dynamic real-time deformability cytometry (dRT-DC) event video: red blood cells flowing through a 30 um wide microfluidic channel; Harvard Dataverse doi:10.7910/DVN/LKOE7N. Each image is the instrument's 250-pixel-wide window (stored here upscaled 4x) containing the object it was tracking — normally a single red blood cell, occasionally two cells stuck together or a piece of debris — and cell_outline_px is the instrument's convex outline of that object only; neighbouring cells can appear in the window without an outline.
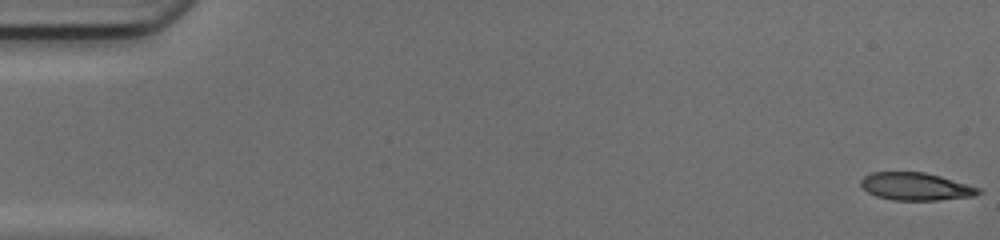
{"species": "common noctule bat (a hibernating species)", "species_latin": "Nyctalus noctula", "temperature_condition": "cold", "stored_images_in_passage": 44, "camera_frame_rate_fps": 3000, "um_per_image_px": 0.085, "animal": {"sex": "female", "body_mass_g": 17.0, "forearm_length_mm": 48.0}, "frame": {"image": 1, "passage_image": 1, "time_ms": 0.0, "image_size_px": [1000, 240], "cell_outline_px": [[984, 192], [976, 196], [940, 200], [892, 200], [876, 196], [868, 192], [860, 184], [860, 180], [864, 176], [872, 172], [924, 172], [940, 176], [984, 188]], "centroid_in_image_um": [77.92, 15.86], "position_along_channel_um": 7.1, "area_um2": 19.25}}
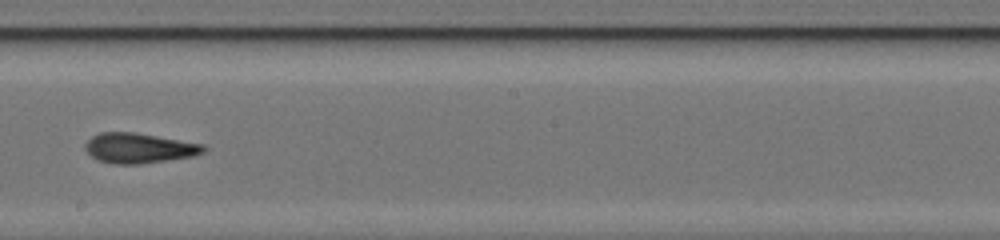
{"frame": {"image": 2, "passage_image": 29, "time_ms": 9.333, "image_size_px": [1000, 240], "cell_outline_px": [[208, 148], [204, 152], [192, 156], [140, 164], [116, 164], [96, 160], [84, 148], [84, 144], [92, 136], [100, 132], [132, 132], [204, 144]], "centroid_in_image_um": [11.8, 12.59], "position_along_channel_um": 236.4, "area_um2": 20.63}}
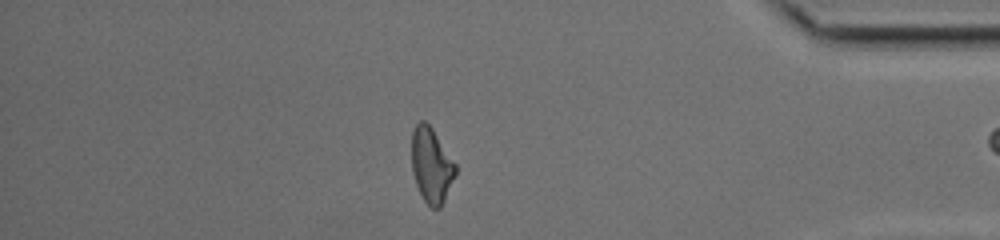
{"frame": {"image": 3, "passage_image": 43, "time_ms": 14.0, "image_size_px": [1000, 240], "cell_outline_px": [[456, 172], [444, 200], [440, 208], [432, 208], [424, 200], [416, 184], [412, 172], [412, 132], [416, 124], [420, 120], [424, 120], [432, 128], [456, 164]], "centroid_in_image_um": [36.66, 14.03], "position_along_channel_um": 398.5, "area_um2": 18.9}}